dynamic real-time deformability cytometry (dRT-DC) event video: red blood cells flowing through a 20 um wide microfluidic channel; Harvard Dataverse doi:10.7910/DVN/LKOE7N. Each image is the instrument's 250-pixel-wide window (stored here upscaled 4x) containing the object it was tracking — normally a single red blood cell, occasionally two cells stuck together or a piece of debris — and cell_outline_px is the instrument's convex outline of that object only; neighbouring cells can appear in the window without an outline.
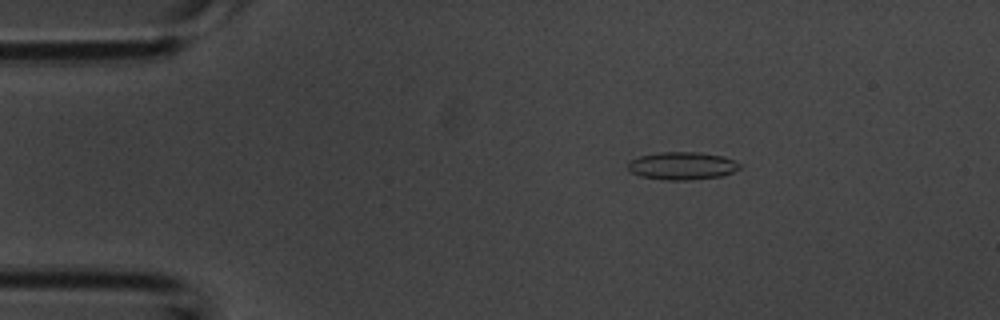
{"species": "common noctule bat (a hibernating species)", "species_latin": "Nyctalus noctula", "temperature_condition": "room temperature", "stored_images_in_passage": 46, "camera_frame_rate_fps": 3000, "um_per_image_px": 0.085, "animal": {"sex": "male", "body_mass_g": 20.1, "forearm_length_mm": 53.5}, "frame": {"image": 1, "passage_image": 2, "time_ms": 0.333, "image_size_px": [1000, 320], "cell_outline_px": [[740, 168], [732, 172], [720, 176], [688, 180], [668, 180], [640, 176], [632, 172], [628, 168], [628, 164], [632, 160], [640, 156], [656, 152], [700, 152], [724, 156], [740, 164]], "centroid_in_image_um": [57.98, 14.08], "position_along_channel_um": 27.0, "area_um2": 17.92}}
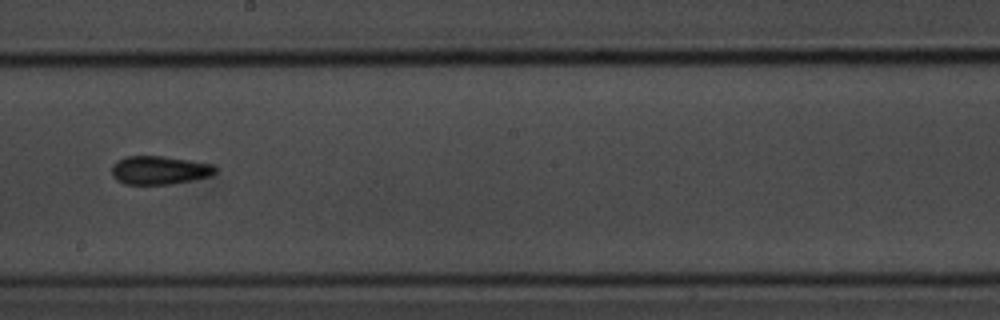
{"frame": {"image": 2, "passage_image": 23, "time_ms": 7.333, "image_size_px": [1000, 320], "cell_outline_px": [[216, 172], [208, 176], [192, 180], [172, 184], [124, 184], [116, 180], [112, 176], [112, 164], [124, 156], [164, 156], [216, 164]], "centroid_in_image_um": [13.54, 14.46], "position_along_channel_um": 234.7, "area_um2": 17.34}}
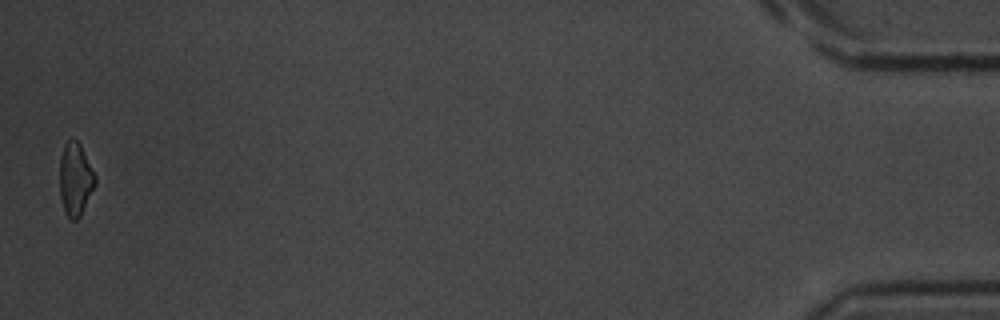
{"frame": {"image": 3, "passage_image": 46, "time_ms": 15.0, "image_size_px": [1000, 320], "cell_outline_px": [[96, 184], [80, 216], [76, 220], [72, 220], [68, 216], [64, 208], [60, 196], [60, 156], [64, 144], [68, 140], [76, 140], [80, 144], [96, 176]], "centroid_in_image_um": [6.41, 15.22], "position_along_channel_um": 428.8, "area_um2": 14.91}, "authors_computed_cell_mechanics": {"area_um2": 16.4152, "velocity_mm_per_s": 3.7567, "shape_relaxation_time_tau1_ms": null, "shape_relaxation_time_tau2_ms": 9.7255, "deformation_change_tau1": null, "deformation_change_tau2": 0.2036}}